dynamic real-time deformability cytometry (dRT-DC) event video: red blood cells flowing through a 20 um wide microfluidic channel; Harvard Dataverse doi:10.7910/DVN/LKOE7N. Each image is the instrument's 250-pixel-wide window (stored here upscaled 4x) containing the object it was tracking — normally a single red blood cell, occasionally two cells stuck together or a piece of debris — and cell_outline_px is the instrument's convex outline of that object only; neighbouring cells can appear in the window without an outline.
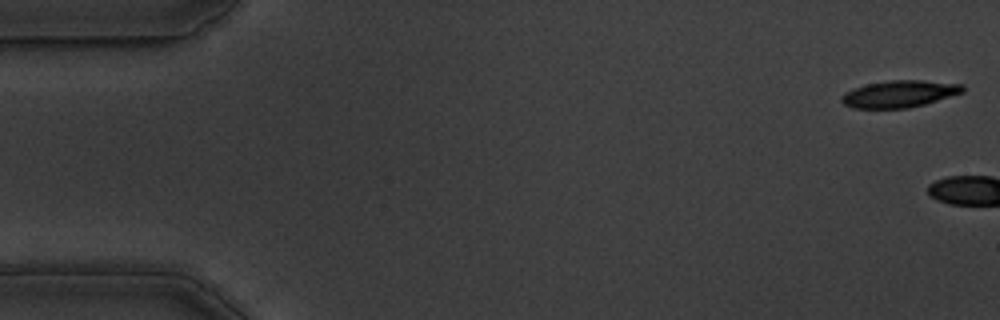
{"species": "common noctule bat (a hibernating species)", "species_latin": "Nyctalus noctula", "temperature_condition": "warm", "stored_images_in_passage": 3, "camera_frame_rate_fps": 3000, "um_per_image_px": 0.085, "animal": {"sex": "male", "body_mass_g": 19.5, "forearm_length_mm": 54.6}, "frame": {"image": 1, "passage_image": 1, "time_ms": 0.0, "image_size_px": [1000, 320], "cell_outline_px": [[964, 92], [924, 104], [908, 108], [852, 108], [844, 104], [840, 100], [840, 96], [844, 92], [852, 88], [864, 84], [892, 80], [920, 80], [964, 84]], "centroid_in_image_um": [76.41, 7.97], "position_along_channel_um": 8.6, "area_um2": 19.13}}